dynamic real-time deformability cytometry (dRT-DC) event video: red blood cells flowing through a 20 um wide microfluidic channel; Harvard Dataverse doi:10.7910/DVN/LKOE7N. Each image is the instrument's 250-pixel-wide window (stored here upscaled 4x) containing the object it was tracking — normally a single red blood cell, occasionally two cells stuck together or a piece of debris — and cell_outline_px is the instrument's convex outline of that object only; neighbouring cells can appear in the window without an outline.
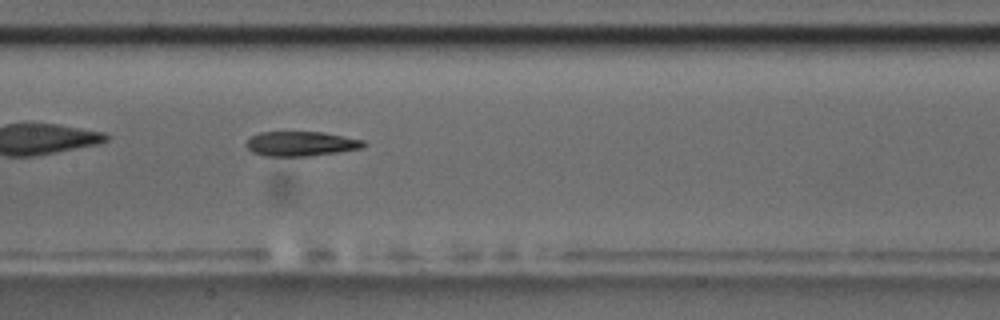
{"species": "common noctule bat (a hibernating species)", "species_latin": "Nyctalus noctula", "temperature_condition": "room temperature", "stored_images_in_passage": 40, "camera_frame_rate_fps": 3000, "um_per_image_px": 0.085, "animal": {"sex": "male", "body_mass_g": 17.5, "forearm_length_mm": 52.3}, "frame": {"image": 1, "passage_image": 12, "time_ms": 3.667, "image_size_px": [1000, 320], "cell_outline_px": [[368, 144], [364, 148], [340, 152], [308, 156], [264, 156], [252, 152], [244, 144], [252, 136], [260, 132], [324, 132], [364, 140]], "centroid_in_image_um": [25.62, 12.22], "position_along_channel_um": 181.8, "area_um2": 17.05}, "authors_computed_cell_mechanics": {"area_um2": 17.629, "velocity_mm_per_s": 3.6961, "shape_relaxation_time_tau1_ms": 7.1137, "shape_relaxation_time_tau2_ms": 7.09, "deformation_change_tau1": 0.1749, "deformation_change_tau2": 0.1816}}